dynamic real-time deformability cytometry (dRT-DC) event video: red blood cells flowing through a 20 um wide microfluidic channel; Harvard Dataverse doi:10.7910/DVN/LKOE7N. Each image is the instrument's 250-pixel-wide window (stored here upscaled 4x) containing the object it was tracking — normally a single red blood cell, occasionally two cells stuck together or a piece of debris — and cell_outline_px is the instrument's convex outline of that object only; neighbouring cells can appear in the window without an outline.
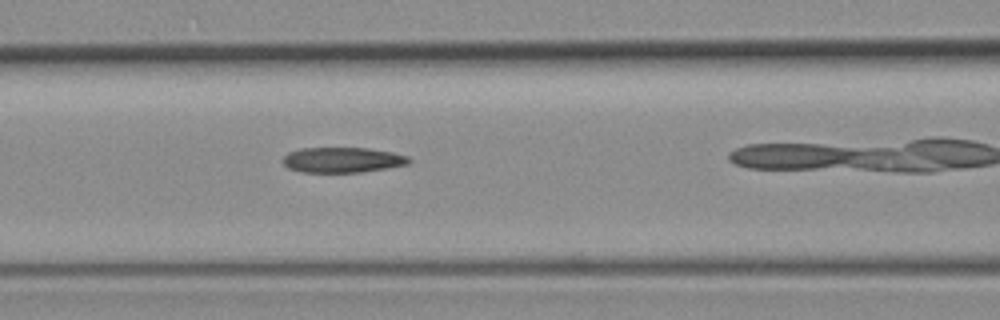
{"species": "common noctule bat (a hibernating species)", "species_latin": "Nyctalus noctula", "temperature_condition": "room temperature", "stored_images_in_passage": 38, "camera_frame_rate_fps": 3000, "um_per_image_px": 0.085, "animal": {"sex": "female", "body_mass_g": 19.3, "forearm_length_mm": 54.1}, "frame": {"image": 1, "passage_image": 18, "time_ms": 5.667, "image_size_px": [1000, 320], "cell_outline_px": [[412, 160], [408, 164], [388, 168], [360, 172], [300, 172], [288, 168], [284, 164], [284, 156], [288, 152], [300, 148], [368, 148], [392, 152], [408, 156]], "centroid_in_image_um": [29.12, 13.59], "position_along_channel_um": 137.5, "area_um2": 18.61}}
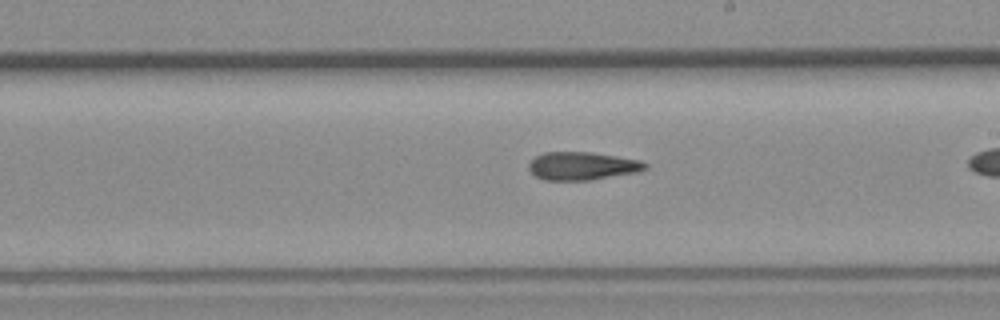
{"frame": {"image": 2, "passage_image": 26, "time_ms": 8.333, "image_size_px": [1000, 320], "cell_outline_px": [[648, 168], [636, 172], [592, 180], [544, 180], [536, 176], [528, 168], [528, 164], [536, 156], [544, 152], [592, 152], [640, 160], [648, 164]], "centroid_in_image_um": [49.5, 14.1], "position_along_channel_um": 239.5, "area_um2": 19.02}}
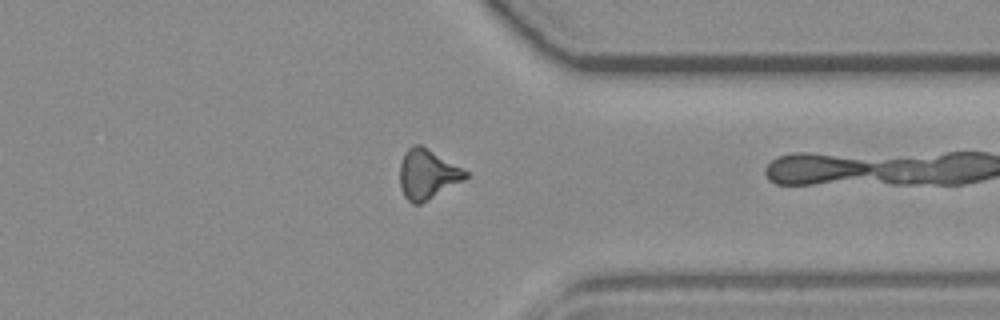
{"frame": {"image": 3, "passage_image": 37, "time_ms": 12.0, "image_size_px": [1000, 320], "cell_outline_px": [[468, 176], [464, 180], [420, 204], [412, 204], [404, 196], [400, 188], [400, 164], [408, 148], [412, 144], [420, 144], [428, 148], [468, 172]], "centroid_in_image_um": [36.31, 14.81], "position_along_channel_um": 375.1, "area_um2": 18.84}}